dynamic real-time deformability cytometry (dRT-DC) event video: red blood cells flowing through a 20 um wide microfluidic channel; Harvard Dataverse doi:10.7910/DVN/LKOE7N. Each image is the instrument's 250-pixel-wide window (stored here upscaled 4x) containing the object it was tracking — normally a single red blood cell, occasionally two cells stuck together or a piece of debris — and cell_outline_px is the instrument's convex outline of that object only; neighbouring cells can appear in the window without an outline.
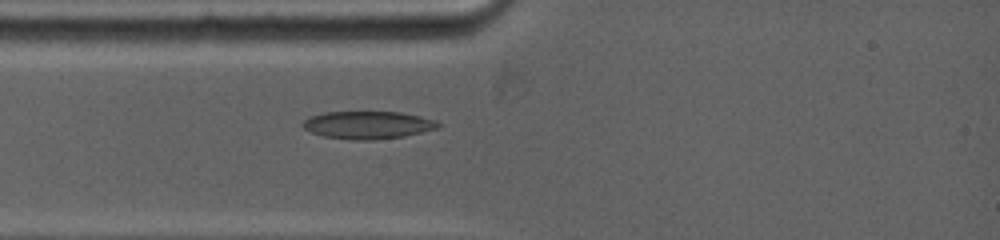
{"species": "common noctule bat (a hibernating species)", "species_latin": "Nyctalus noctula", "temperature_condition": "warm", "stored_images_in_passage": 35, "camera_frame_rate_fps": 5000, "um_per_image_px": 0.085, "animal": {"sex": "female", "body_mass_g": 19.0, "forearm_length_mm": 53.3}, "frame": {"image": 1, "passage_image": 2, "time_ms": 0.6, "image_size_px": [1000, 240], "cell_outline_px": [[440, 124], [436, 128], [404, 136], [376, 140], [356, 140], [324, 136], [312, 132], [304, 128], [300, 124], [304, 120], [312, 116], [324, 112], [400, 112], [420, 116], [436, 120]], "centroid_in_image_um": [31.25, 10.62], "position_along_channel_um": 53.7, "area_um2": 21.62}}
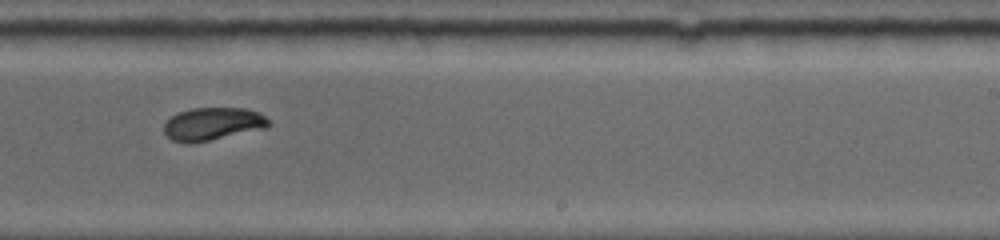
{"frame": {"image": 2, "passage_image": 14, "time_ms": 6.2, "image_size_px": [1000, 240], "cell_outline_px": [[272, 124], [268, 128], [192, 144], [188, 144], [172, 140], [164, 132], [164, 124], [172, 116], [180, 112], [192, 108], [244, 108], [256, 112], [264, 116]], "centroid_in_image_um": [18.1, 10.55], "position_along_channel_um": 270.9, "area_um2": 20.06}}
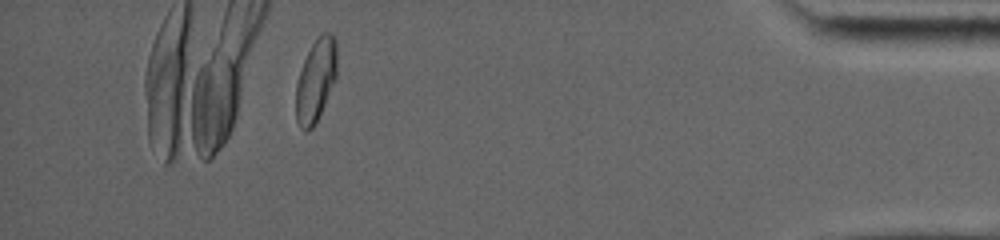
{"frame": {"image": 3, "passage_image": 30, "time_ms": 11.4, "image_size_px": [1000, 240], "cell_outline_px": [[336, 80], [316, 124], [308, 132], [304, 132], [300, 128], [296, 120], [296, 84], [304, 60], [312, 44], [324, 32], [328, 32], [336, 40]], "centroid_in_image_um": [26.84, 6.9], "position_along_channel_um": 408.4, "area_um2": 19.83}, "authors_computed_cell_mechanics": {"area_um2": 20.3456, "velocity_mm_per_s": 3.8846, "shape_relaxation_time_tau1_ms": 4.5846, "shape_relaxation_time_tau2_ms": 7.7437, "deformation_change_tau1": 0.1538, "deformation_change_tau2": 0.05}}